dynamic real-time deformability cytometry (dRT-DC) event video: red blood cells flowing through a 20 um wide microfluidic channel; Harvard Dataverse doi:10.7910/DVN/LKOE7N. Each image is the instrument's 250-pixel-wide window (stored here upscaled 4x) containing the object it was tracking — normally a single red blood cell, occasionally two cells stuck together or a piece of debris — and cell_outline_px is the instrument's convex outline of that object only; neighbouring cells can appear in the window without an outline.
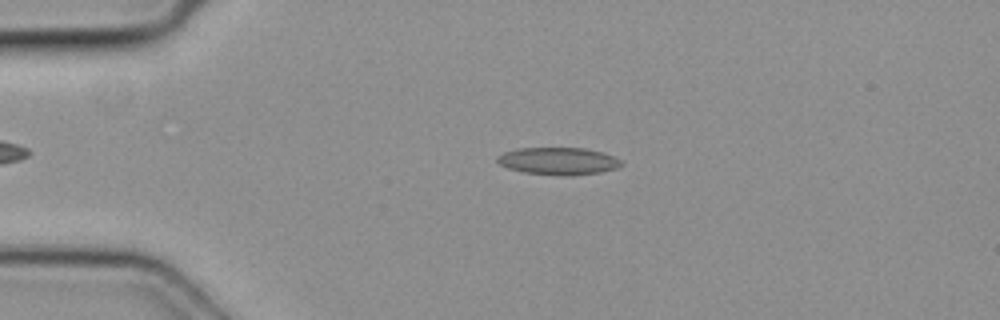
{"species": "common noctule bat (a hibernating species)", "species_latin": "Nyctalus noctula", "temperature_condition": "cold", "stored_images_in_passage": 4, "camera_frame_rate_fps": 3000, "um_per_image_px": 0.085, "animal": {"sex": "female", "body_mass_g": 19.3, "forearm_length_mm": 54.1}, "frame": {"image": 1, "passage_image": 2, "time_ms": 0.333, "image_size_px": [1000, 320], "cell_outline_px": [[624, 164], [616, 168], [600, 172], [572, 176], [568, 176], [524, 172], [508, 168], [500, 164], [496, 160], [496, 156], [504, 152], [516, 148], [584, 148], [604, 152], [620, 160]], "centroid_in_image_um": [47.45, 13.68], "position_along_channel_um": 37.5, "area_um2": 19.77}}
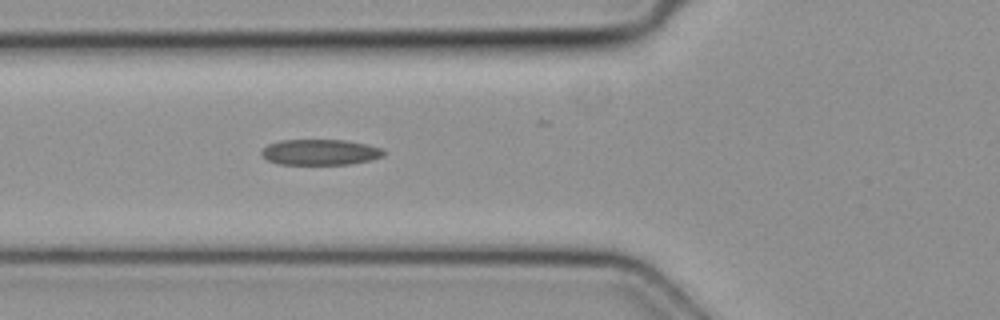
{"frame": {"image": 2, "passage_image": 4, "time_ms": 1.0, "image_size_px": [1000, 320], "cell_outline_px": [[388, 152], [384, 156], [372, 160], [348, 164], [280, 164], [268, 160], [260, 152], [268, 144], [280, 140], [344, 140], [368, 144], [384, 148]], "centroid_in_image_um": [27.29, 12.93], "position_along_channel_um": 98.5, "area_um2": 18.44}}